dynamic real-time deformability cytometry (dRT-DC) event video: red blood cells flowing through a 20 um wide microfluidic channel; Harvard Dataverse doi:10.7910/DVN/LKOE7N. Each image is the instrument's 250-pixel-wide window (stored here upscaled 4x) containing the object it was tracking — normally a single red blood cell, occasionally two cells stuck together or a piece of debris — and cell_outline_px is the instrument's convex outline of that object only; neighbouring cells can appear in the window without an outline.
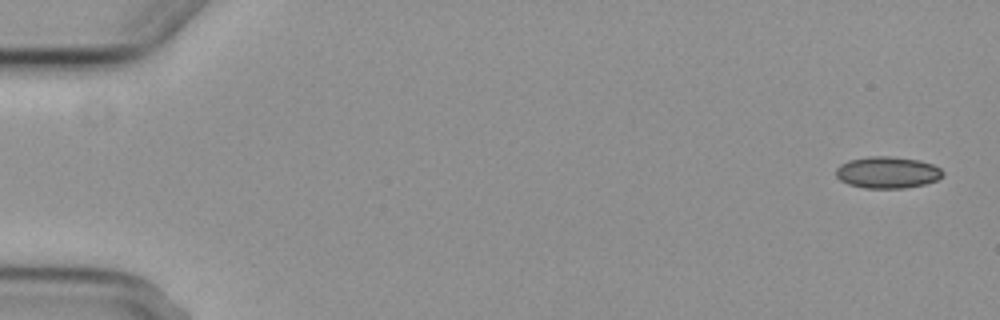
{"species": "common noctule bat (a hibernating species)", "species_latin": "Nyctalus noctula", "temperature_condition": "cold", "stored_images_in_passage": 5, "camera_frame_rate_fps": 3000, "um_per_image_px": 0.085, "animal": {"sex": "female", "body_mass_g": 29.2, "forearm_length_mm": 56.3}, "frame": {"image": 1, "passage_image": 1, "time_ms": 0.0, "image_size_px": [1000, 320], "cell_outline_px": [[944, 172], [936, 180], [924, 184], [904, 188], [864, 188], [848, 184], [840, 180], [836, 176], [836, 168], [840, 164], [848, 160], [868, 156], [888, 156], [916, 160], [932, 164], [940, 168]], "centroid_in_image_um": [75.38, 14.65], "position_along_channel_um": 9.6, "area_um2": 19.59}}
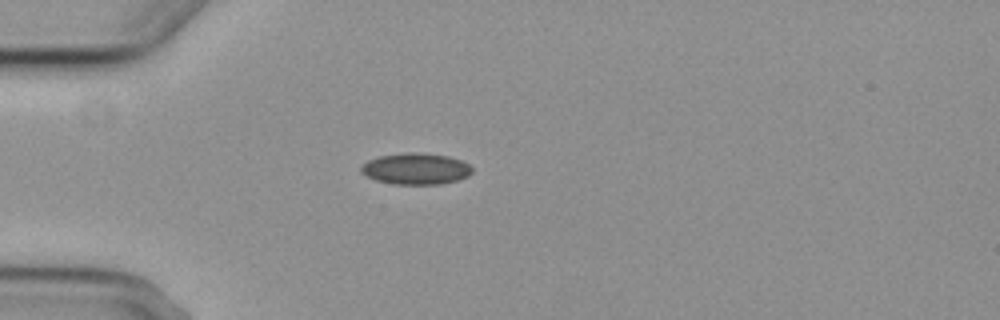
{"frame": {"image": 2, "passage_image": 4, "time_ms": 4.667, "image_size_px": [1000, 320], "cell_outline_px": [[472, 172], [468, 176], [456, 180], [440, 184], [392, 184], [376, 180], [360, 172], [360, 168], [368, 160], [380, 156], [408, 152], [416, 152], [448, 156], [460, 160], [468, 164], [472, 168]], "centroid_in_image_um": [35.34, 14.35], "position_along_channel_um": 49.7, "area_um2": 20.11}}